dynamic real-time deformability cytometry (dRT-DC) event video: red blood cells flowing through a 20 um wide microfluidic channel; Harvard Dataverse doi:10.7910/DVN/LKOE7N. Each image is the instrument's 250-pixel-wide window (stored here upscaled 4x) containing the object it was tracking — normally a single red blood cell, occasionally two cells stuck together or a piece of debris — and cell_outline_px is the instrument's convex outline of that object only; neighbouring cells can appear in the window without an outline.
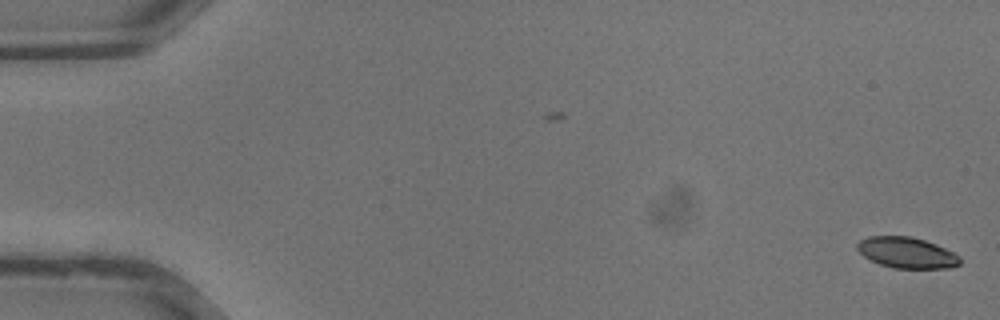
{"species": "common noctule bat (a hibernating species)", "species_latin": "Nyctalus noctula", "temperature_condition": "warm", "stored_images_in_passage": 13, "camera_frame_rate_fps": 3000, "um_per_image_px": 0.085, "animal": {"sex": "male", "body_mass_g": 13.3}, "frame": {"image": 1, "passage_image": 1, "time_ms": 0.0, "image_size_px": [1000, 320], "cell_outline_px": [[960, 264], [952, 268], [892, 268], [880, 264], [864, 256], [856, 248], [856, 244], [860, 240], [868, 236], [908, 236], [924, 240], [936, 244], [960, 256]], "centroid_in_image_um": [77.07, 21.48], "position_along_channel_um": 7.9, "area_um2": 18.44}}
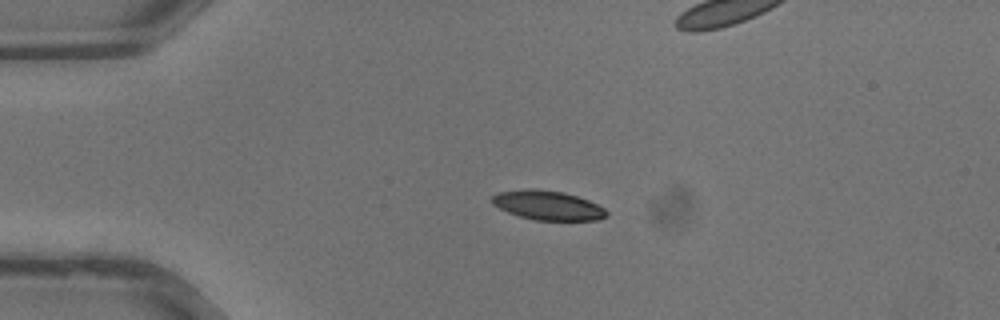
{"frame": {"image": 2, "passage_image": 9, "time_ms": 2.667, "image_size_px": [1000, 320], "cell_outline_px": [[608, 216], [600, 220], [532, 220], [508, 212], [492, 204], [488, 200], [492, 196], [500, 192], [532, 188], [564, 192], [588, 200], [604, 208], [608, 212]], "centroid_in_image_um": [46.56, 17.46], "position_along_channel_um": 38.4, "area_um2": 19.59}}